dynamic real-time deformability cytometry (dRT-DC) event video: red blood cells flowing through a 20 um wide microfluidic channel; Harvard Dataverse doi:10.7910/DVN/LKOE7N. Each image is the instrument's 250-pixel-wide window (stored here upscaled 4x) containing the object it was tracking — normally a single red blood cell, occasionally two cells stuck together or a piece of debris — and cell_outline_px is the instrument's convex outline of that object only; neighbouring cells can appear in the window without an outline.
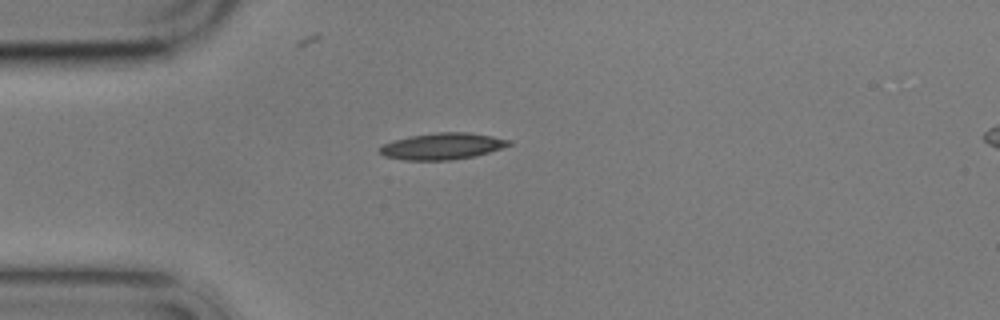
{"species": "common noctule bat (a hibernating species)", "species_latin": "Nyctalus noctula", "temperature_condition": "cold", "stored_images_in_passage": 4, "camera_frame_rate_fps": 3000, "um_per_image_px": 0.085, "animal": {"sex": "male", "body_mass_g": 17.9}, "frame": {"image": 1, "passage_image": 1, "time_ms": 0.0, "image_size_px": [1000, 320], "cell_outline_px": [[512, 144], [476, 156], [452, 160], [404, 160], [384, 156], [376, 148], [384, 144], [408, 136], [436, 132], [468, 132], [492, 136], [512, 140]], "centroid_in_image_um": [37.59, 12.43], "position_along_channel_um": 47.4, "area_um2": 20.0}}
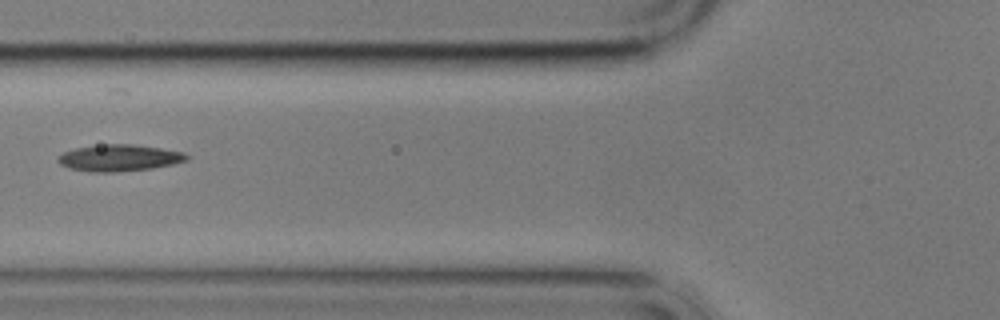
{"frame": {"image": 2, "passage_image": 3, "time_ms": 2.333, "image_size_px": [1000, 320], "cell_outline_px": [[188, 160], [172, 164], [152, 168], [116, 172], [88, 172], [68, 168], [60, 164], [56, 160], [56, 156], [64, 152], [76, 148], [104, 144], [132, 144], [160, 148], [184, 152], [188, 156]], "centroid_in_image_um": [10.09, 13.42], "position_along_channel_um": 115.7, "area_um2": 20.0}}
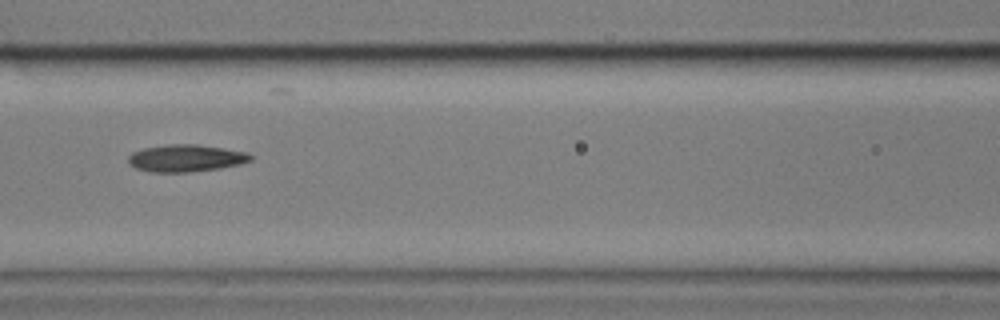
{"frame": {"image": 3, "passage_image": 4, "time_ms": 3.333, "image_size_px": [1000, 320], "cell_outline_px": [[252, 160], [240, 164], [220, 168], [188, 172], [148, 172], [136, 168], [128, 164], [128, 156], [132, 152], [144, 148], [168, 144], [196, 144], [224, 148], [248, 152], [252, 156]], "centroid_in_image_um": [15.79, 13.44], "position_along_channel_um": 150.8, "area_um2": 19.48}}